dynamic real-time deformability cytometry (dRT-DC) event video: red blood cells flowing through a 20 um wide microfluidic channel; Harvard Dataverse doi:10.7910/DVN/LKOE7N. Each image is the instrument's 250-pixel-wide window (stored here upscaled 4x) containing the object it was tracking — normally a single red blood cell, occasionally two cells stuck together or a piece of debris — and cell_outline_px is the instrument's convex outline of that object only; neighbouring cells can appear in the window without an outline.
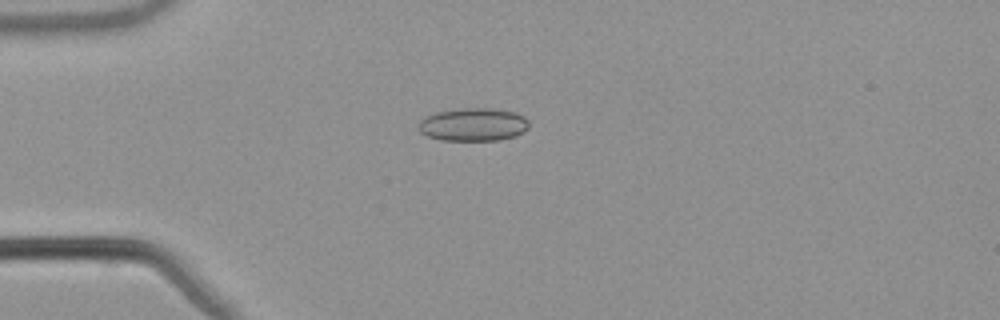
{"species": "common noctule bat (a hibernating species)", "species_latin": "Nyctalus noctula", "temperature_condition": "warm", "stored_images_in_passage": 15, "camera_frame_rate_fps": 3000, "um_per_image_px": 0.085, "animal": {"sex": "male", "body_mass_g": 21.5, "forearm_length_mm": 52.0}, "frame": {"image": 1, "passage_image": 2, "time_ms": 0.333, "image_size_px": [1000, 320], "cell_outline_px": [[528, 128], [524, 132], [516, 136], [500, 140], [440, 140], [428, 136], [420, 132], [416, 124], [420, 120], [436, 112], [464, 108], [488, 108], [516, 112], [524, 116], [528, 120]], "centroid_in_image_um": [40.24, 10.59], "position_along_channel_um": 44.8, "area_um2": 21.39}}
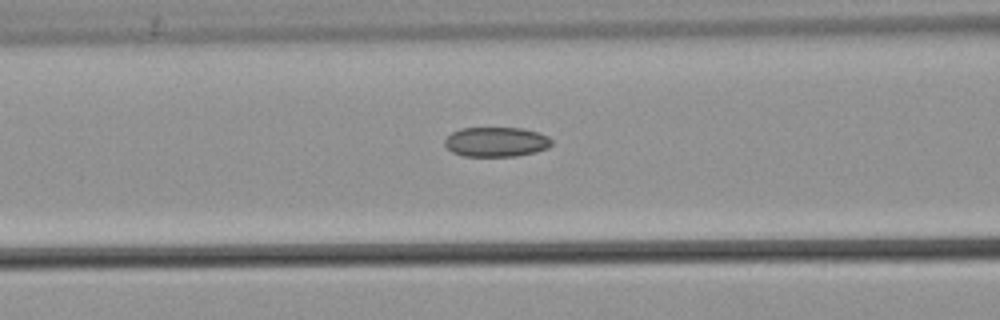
{"frame": {"image": 2, "passage_image": 10, "time_ms": 3.0, "image_size_px": [1000, 320], "cell_outline_px": [[552, 144], [548, 148], [536, 152], [516, 156], [464, 156], [452, 152], [444, 144], [444, 140], [452, 132], [460, 128], [524, 128], [548, 136], [552, 140]], "centroid_in_image_um": [42.18, 12.06], "position_along_channel_um": 124.4, "area_um2": 18.55}}
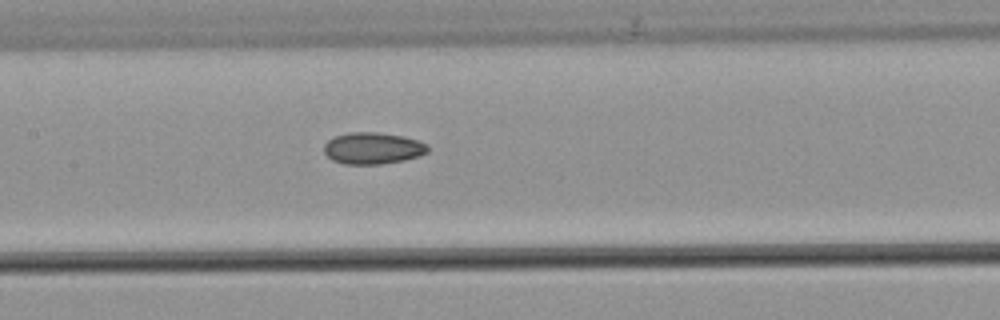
{"frame": {"image": 3, "passage_image": 14, "time_ms": 4.333, "image_size_px": [1000, 320], "cell_outline_px": [[428, 152], [420, 156], [404, 160], [380, 164], [344, 164], [332, 160], [324, 152], [324, 144], [332, 136], [348, 132], [376, 132], [404, 136], [428, 144]], "centroid_in_image_um": [31.67, 12.59], "position_along_channel_um": 175.7, "area_um2": 19.31}}